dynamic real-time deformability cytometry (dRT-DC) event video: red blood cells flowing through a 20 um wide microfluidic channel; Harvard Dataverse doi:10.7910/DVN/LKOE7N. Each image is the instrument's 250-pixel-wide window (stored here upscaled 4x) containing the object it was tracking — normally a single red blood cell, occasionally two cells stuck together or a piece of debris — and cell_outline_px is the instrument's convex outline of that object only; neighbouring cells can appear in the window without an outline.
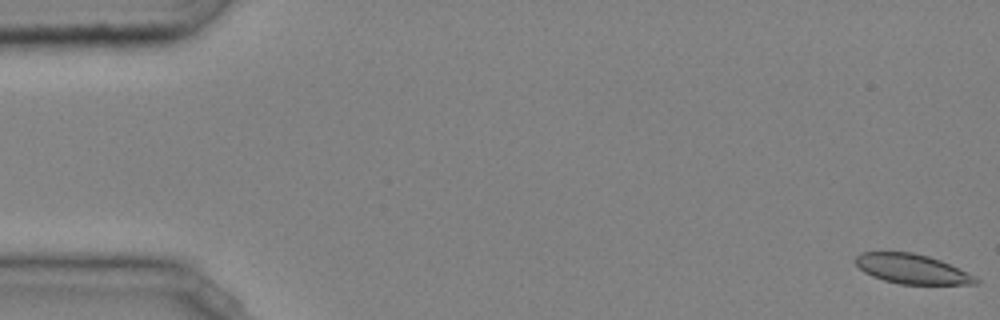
{"species": "common noctule bat (a hibernating species)", "species_latin": "Nyctalus noctula", "temperature_condition": "cold", "stored_images_in_passage": 48, "camera_frame_rate_fps": 3000, "um_per_image_px": 0.085, "animal": {"sex": "male", "body_mass_g": 20.4}, "frame": {"image": 1, "passage_image": 1, "time_ms": 0.0, "image_size_px": [1000, 320], "cell_outline_px": [[980, 284], [900, 284], [884, 280], [872, 276], [864, 272], [856, 264], [856, 256], [860, 252], [912, 252], [928, 256], [940, 260], [976, 276], [980, 280]], "centroid_in_image_um": [77.54, 22.86], "position_along_channel_um": 7.5, "area_um2": 20.69}}
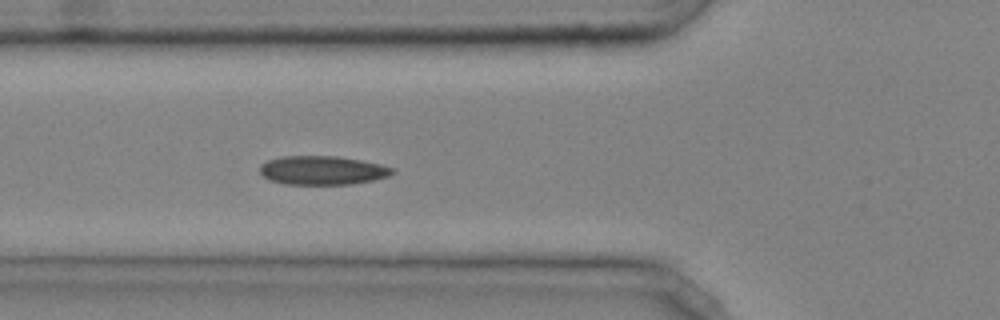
{"frame": {"image": 2, "passage_image": 18, "time_ms": 5.667, "image_size_px": [1000, 320], "cell_outline_px": [[396, 172], [388, 176], [372, 180], [352, 184], [284, 184], [272, 180], [264, 176], [260, 172], [260, 164], [268, 160], [280, 156], [336, 156], [360, 160], [380, 164], [392, 168]], "centroid_in_image_um": [27.39, 14.47], "position_along_channel_um": 98.4, "area_um2": 22.14}}
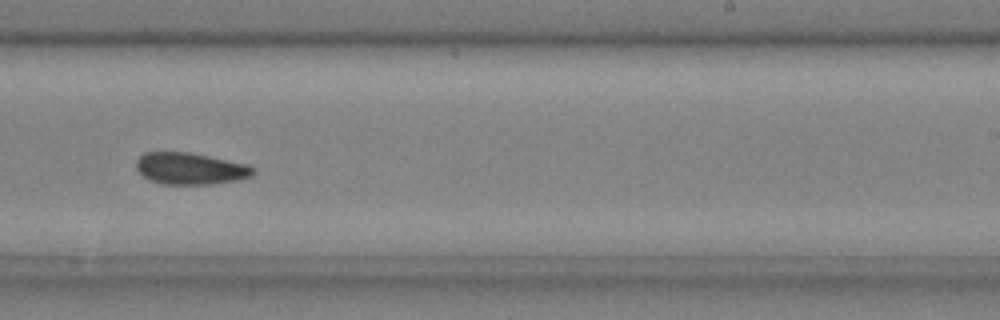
{"frame": {"image": 3, "passage_image": 31, "time_ms": 10.0, "image_size_px": [1000, 320], "cell_outline_px": [[256, 172], [252, 176], [236, 180], [208, 184], [164, 184], [152, 180], [144, 176], [136, 168], [136, 160], [144, 152], [188, 152], [248, 164], [256, 168]], "centroid_in_image_um": [16.2, 14.32], "position_along_channel_um": 272.8, "area_um2": 21.5}, "authors_computed_cell_mechanics": {"area_um2": 21.9351, "velocity_mm_per_s": 4.0213, "shape_relaxation_time_tau1_ms": null, "shape_relaxation_time_tau2_ms": 5.4492, "deformation_change_tau1": null, "deformation_change_tau2": 0.1}}